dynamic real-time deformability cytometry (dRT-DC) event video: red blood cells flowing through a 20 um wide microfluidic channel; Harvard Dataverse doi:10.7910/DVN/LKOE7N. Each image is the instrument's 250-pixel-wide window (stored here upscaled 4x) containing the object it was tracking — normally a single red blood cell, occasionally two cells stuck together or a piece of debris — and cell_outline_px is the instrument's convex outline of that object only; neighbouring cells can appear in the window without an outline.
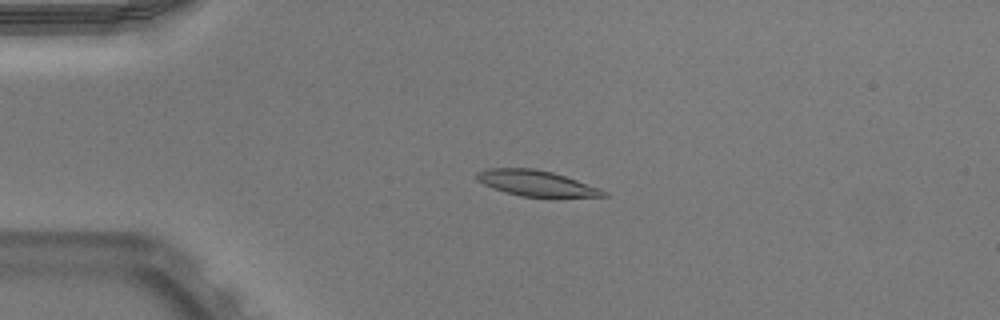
{"species": "Egyptian fruit bat (a non-hibernating species)", "species_latin": "Rousettus aegyptiacus", "temperature_condition": "warm", "stored_images_in_passage": 52, "camera_frame_rate_fps": 3000, "um_per_image_px": 0.085, "animal": {"sex": "male"}, "frame": {"image": 1, "passage_image": 13, "time_ms": 4.0, "image_size_px": [1000, 320], "cell_outline_px": [[608, 196], [520, 196], [504, 192], [492, 188], [476, 180], [476, 172], [488, 168], [536, 168], [552, 172], [600, 188], [608, 192]], "centroid_in_image_um": [45.52, 15.56], "position_along_channel_um": 39.5, "area_um2": 18.73}}
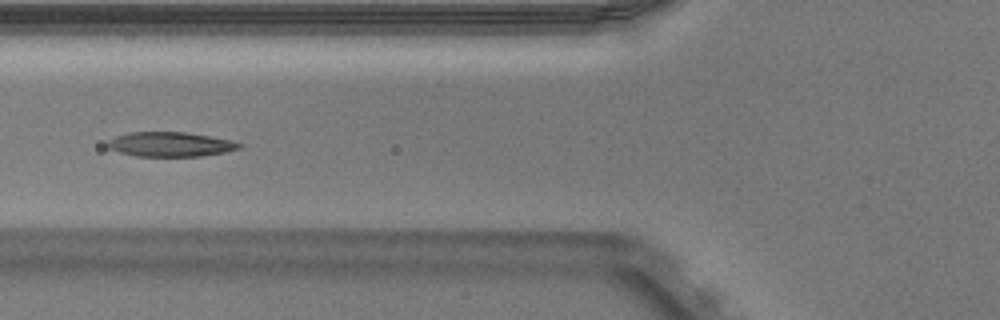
{"frame": {"image": 2, "passage_image": 21, "time_ms": 6.667, "image_size_px": [1000, 320], "cell_outline_px": [[244, 144], [240, 148], [224, 152], [200, 156], [136, 156], [120, 152], [108, 148], [104, 144], [108, 140], [116, 136], [128, 132], [184, 132], [232, 140]], "centroid_in_image_um": [14.45, 12.26], "position_along_channel_um": 111.4, "area_um2": 18.84}}
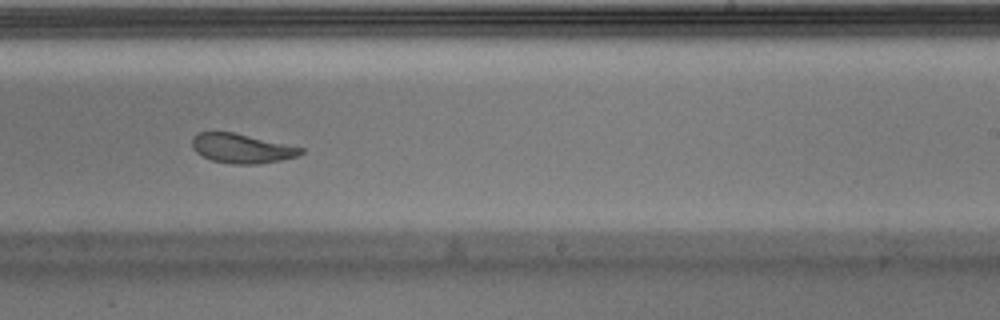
{"frame": {"image": 3, "passage_image": 33, "time_ms": 10.667, "image_size_px": [1000, 320], "cell_outline_px": [[304, 152], [296, 156], [280, 160], [260, 164], [232, 164], [212, 160], [196, 152], [192, 148], [192, 140], [200, 132], [232, 132], [304, 148]], "centroid_in_image_um": [20.55, 12.62], "position_along_channel_um": 268.5, "area_um2": 18.32}, "authors_computed_cell_mechanics": {"area_um2": 19.1896, "velocity_mm_per_s": 3.9334, "shape_relaxation_time_tau1_ms": 5.6061, "shape_relaxation_time_tau2_ms": 2.1868, "deformation_change_tau1": 0.1938, "deformation_change_tau2": 0.0784}}